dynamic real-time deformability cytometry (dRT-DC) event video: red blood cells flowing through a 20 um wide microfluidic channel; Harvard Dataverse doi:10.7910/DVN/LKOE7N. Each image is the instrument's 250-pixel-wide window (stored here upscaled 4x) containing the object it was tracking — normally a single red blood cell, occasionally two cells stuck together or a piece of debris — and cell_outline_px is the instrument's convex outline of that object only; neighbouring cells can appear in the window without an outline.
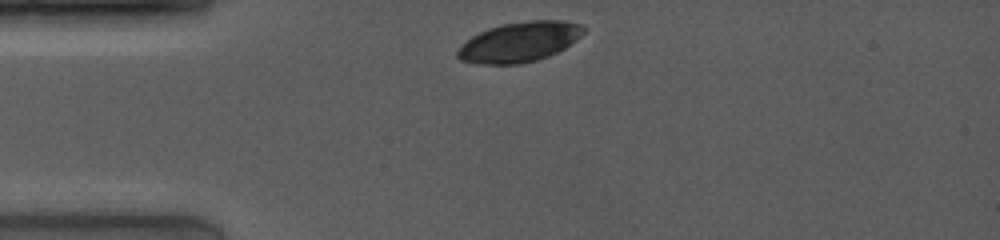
{"species": "common noctule bat (a hibernating species)", "species_latin": "Nyctalus noctula", "temperature_condition": "room temperature", "stored_images_in_passage": 2, "camera_frame_rate_fps": 4000, "um_per_image_px": 0.085, "animal": {"sex": "female", "body_mass_g": 19.0, "forearm_length_mm": 53.3}, "frame": {"image": 1, "passage_image": 1, "time_ms": 0.0, "image_size_px": [1000, 240], "cell_outline_px": [[588, 28], [576, 40], [564, 48], [548, 56], [536, 60], [520, 64], [476, 64], [460, 60], [456, 56], [456, 52], [472, 36], [488, 28], [500, 24], [528, 20], [564, 20], [580, 24]], "centroid_in_image_um": [44.17, 3.56], "position_along_channel_um": 40.8, "area_um2": 29.42}}